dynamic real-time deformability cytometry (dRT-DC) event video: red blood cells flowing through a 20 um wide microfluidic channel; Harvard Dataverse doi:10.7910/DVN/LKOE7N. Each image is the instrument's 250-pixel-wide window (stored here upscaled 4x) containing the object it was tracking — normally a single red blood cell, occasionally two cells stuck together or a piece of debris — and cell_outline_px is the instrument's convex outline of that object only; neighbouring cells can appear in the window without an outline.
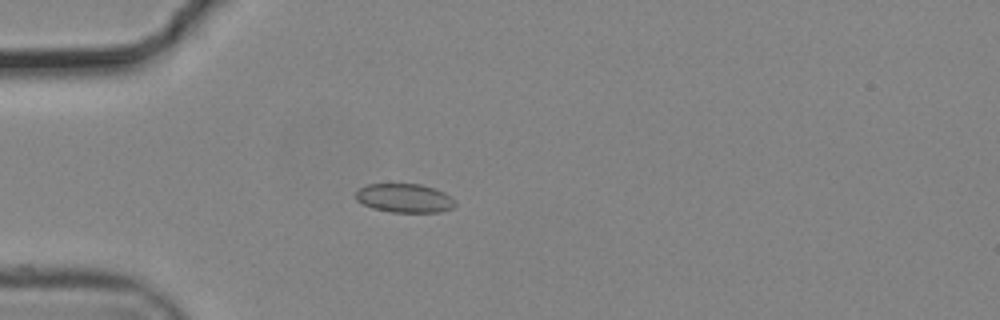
{"species": "common noctule bat (a hibernating species)", "species_latin": "Nyctalus noctula", "temperature_condition": "cold", "stored_images_in_passage": 41, "camera_frame_rate_fps": 3000, "um_per_image_px": 0.085, "animal": {"sex": "male", "body_mass_g": 19.2, "forearm_length_mm": 51.8}, "frame": {"image": 1, "passage_image": 1, "time_ms": 0.0, "image_size_px": [1000, 320], "cell_outline_px": [[456, 204], [452, 208], [440, 212], [392, 212], [372, 208], [356, 200], [356, 192], [360, 188], [368, 184], [420, 184], [436, 188], [444, 192]], "centroid_in_image_um": [34.37, 16.84], "position_along_channel_um": 50.6, "area_um2": 16.59}}
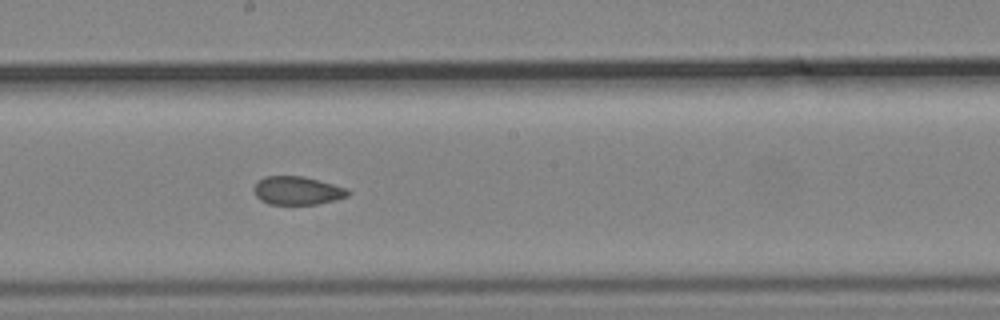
{"frame": {"image": 2, "passage_image": 16, "time_ms": 5.0, "image_size_px": [1000, 320], "cell_outline_px": [[352, 192], [348, 196], [316, 204], [268, 204], [260, 200], [256, 196], [252, 188], [264, 176], [304, 176], [320, 180], [348, 188]], "centroid_in_image_um": [25.28, 16.19], "position_along_channel_um": 222.9, "area_um2": 15.61}}
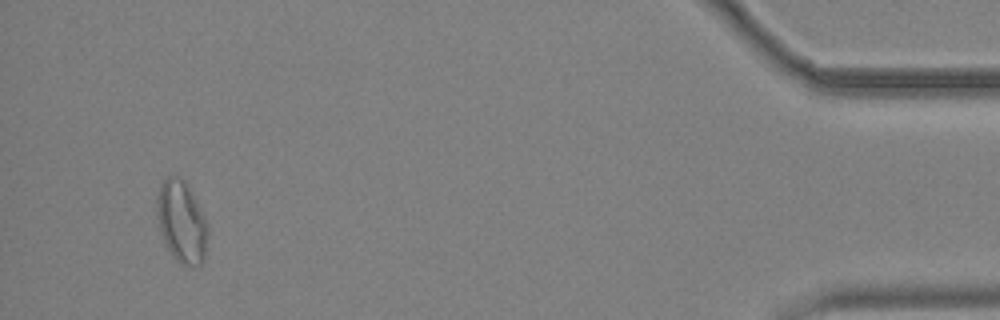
{"frame": {"image": 3, "passage_image": 38, "time_ms": 12.333, "image_size_px": [1000, 320], "cell_outline_px": [[208, 232], [204, 260], [200, 264], [184, 264], [176, 260], [172, 256], [164, 244], [160, 232], [156, 216], [156, 196], [160, 184], [168, 176], [176, 176], [184, 180], [192, 192], [208, 224]], "centroid_in_image_um": [15.41, 18.83], "position_along_channel_um": 419.8, "area_um2": 24.45}, "authors_computed_cell_mechanics": {"area_um2": 16.5886, "velocity_mm_per_s": 3.7078, "shape_relaxation_time_tau1_ms": null, "shape_relaxation_time_tau2_ms": 2.8095, "deformation_change_tau1": null, "deformation_change_tau2": 0.0695}}